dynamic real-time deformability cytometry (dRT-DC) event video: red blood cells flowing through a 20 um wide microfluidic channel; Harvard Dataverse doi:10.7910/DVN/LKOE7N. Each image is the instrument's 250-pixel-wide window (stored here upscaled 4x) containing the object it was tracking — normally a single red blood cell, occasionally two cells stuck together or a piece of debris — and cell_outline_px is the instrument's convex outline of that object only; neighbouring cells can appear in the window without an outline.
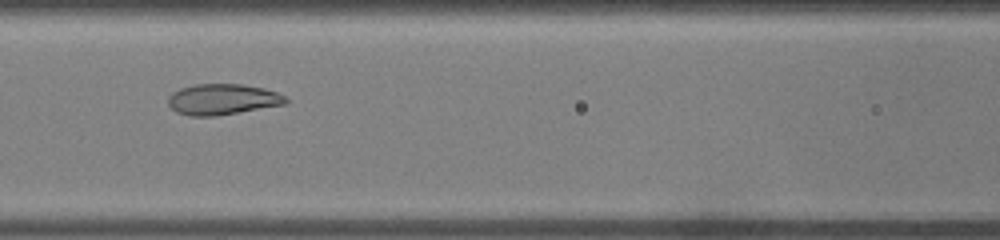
{"species": "common noctule bat (a hibernating species)", "species_latin": "Nyctalus noctula", "temperature_condition": "warm", "stored_images_in_passage": 31, "camera_frame_rate_fps": 3000, "um_per_image_px": 0.085, "animal": {"sex": "male", "body_mass_g": 19.0, "forearm_length_mm": 50.8}, "frame": {"image": 1, "passage_image": 10, "time_ms": 3.0, "image_size_px": [1000, 240], "cell_outline_px": [[288, 100], [284, 104], [216, 116], [192, 116], [176, 112], [168, 104], [168, 96], [172, 92], [180, 88], [192, 84], [244, 84], [264, 88], [276, 92], [284, 96]], "centroid_in_image_um": [18.87, 8.43], "position_along_channel_um": 147.7, "area_um2": 21.1}}
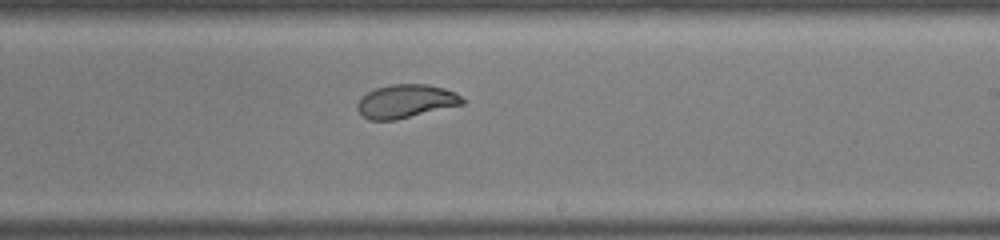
{"frame": {"image": 2, "passage_image": 16, "time_ms": 5.0, "image_size_px": [1000, 240], "cell_outline_px": [[464, 104], [396, 120], [368, 120], [356, 108], [356, 104], [368, 92], [376, 88], [392, 84], [428, 84], [444, 88], [456, 92], [464, 100]], "centroid_in_image_um": [34.51, 8.61], "position_along_channel_um": 254.5, "area_um2": 20.4}}
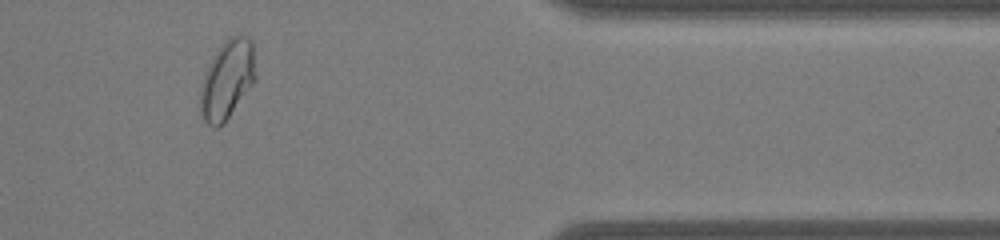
{"frame": {"image": 3, "passage_image": 25, "time_ms": 8.0, "image_size_px": [1000, 240], "cell_outline_px": [[256, 80], [224, 124], [216, 128], [212, 128], [204, 120], [200, 112], [200, 92], [204, 72], [228, 36], [248, 36], [252, 40], [256, 76]], "centroid_in_image_um": [19.32, 6.81], "position_along_channel_um": 392.1, "area_um2": 25.37}}